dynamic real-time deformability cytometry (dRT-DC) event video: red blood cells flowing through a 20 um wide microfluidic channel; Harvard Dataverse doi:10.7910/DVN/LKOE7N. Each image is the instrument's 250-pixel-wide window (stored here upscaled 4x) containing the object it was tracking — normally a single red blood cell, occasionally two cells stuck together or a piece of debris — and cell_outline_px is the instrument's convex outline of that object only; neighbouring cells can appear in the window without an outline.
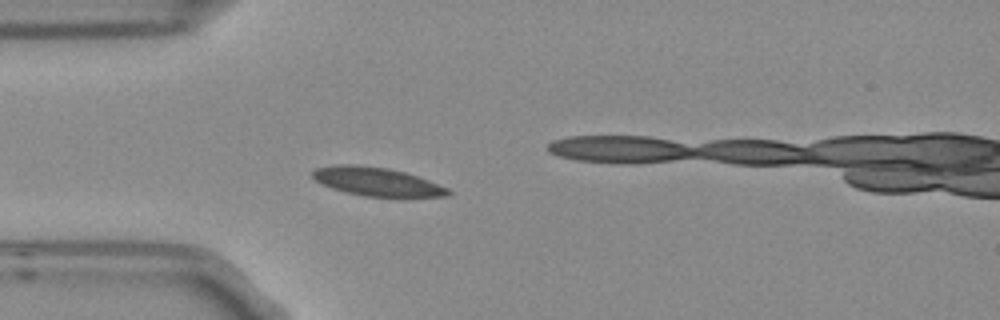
{"species": "Egyptian fruit bat (a non-hibernating species)", "species_latin": "Rousettus aegyptiacus", "temperature_condition": "room temperature", "stored_images_in_passage": 2, "segment_of_instrument_passage": [1, 2], "camera_frame_rate_fps": 3000, "um_per_image_px": 0.085, "frame": {"image": 1, "passage_image": 1, "time_ms": 0.0, "image_size_px": [1000, 320], "cell_outline_px": [[452, 192], [448, 196], [400, 200], [364, 196], [344, 192], [332, 188], [316, 180], [312, 176], [312, 172], [316, 168], [332, 164], [352, 164], [388, 168], [404, 172], [428, 180], [448, 188]], "centroid_in_image_um": [32.12, 15.49], "position_along_channel_um": 52.9, "area_um2": 23.47}}